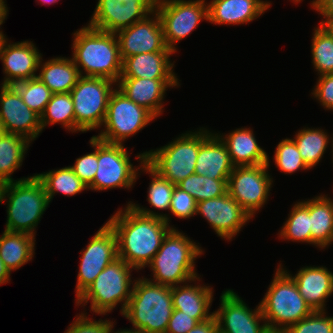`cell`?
I'll return each instance as SVG.
<instances>
[{
	"label": "cell",
	"instance_id": "cell-36",
	"mask_svg": "<svg viewBox=\"0 0 333 333\" xmlns=\"http://www.w3.org/2000/svg\"><path fill=\"white\" fill-rule=\"evenodd\" d=\"M227 181L228 180L210 179L194 173L189 175L177 186L195 198L198 203L228 193Z\"/></svg>",
	"mask_w": 333,
	"mask_h": 333
},
{
	"label": "cell",
	"instance_id": "cell-1",
	"mask_svg": "<svg viewBox=\"0 0 333 333\" xmlns=\"http://www.w3.org/2000/svg\"><path fill=\"white\" fill-rule=\"evenodd\" d=\"M167 216L130 202L124 211H117L107 223L117 236L118 257L134 270L146 267L173 228Z\"/></svg>",
	"mask_w": 333,
	"mask_h": 333
},
{
	"label": "cell",
	"instance_id": "cell-44",
	"mask_svg": "<svg viewBox=\"0 0 333 333\" xmlns=\"http://www.w3.org/2000/svg\"><path fill=\"white\" fill-rule=\"evenodd\" d=\"M114 322L109 320L93 321L89 319L86 314H79L77 318L71 323L70 327L65 333H107L108 329Z\"/></svg>",
	"mask_w": 333,
	"mask_h": 333
},
{
	"label": "cell",
	"instance_id": "cell-24",
	"mask_svg": "<svg viewBox=\"0 0 333 333\" xmlns=\"http://www.w3.org/2000/svg\"><path fill=\"white\" fill-rule=\"evenodd\" d=\"M173 53L150 52L124 58L120 78L178 79L173 72L174 62L169 59Z\"/></svg>",
	"mask_w": 333,
	"mask_h": 333
},
{
	"label": "cell",
	"instance_id": "cell-29",
	"mask_svg": "<svg viewBox=\"0 0 333 333\" xmlns=\"http://www.w3.org/2000/svg\"><path fill=\"white\" fill-rule=\"evenodd\" d=\"M34 246V236L4 230L0 237V258L10 273L32 260Z\"/></svg>",
	"mask_w": 333,
	"mask_h": 333
},
{
	"label": "cell",
	"instance_id": "cell-48",
	"mask_svg": "<svg viewBox=\"0 0 333 333\" xmlns=\"http://www.w3.org/2000/svg\"><path fill=\"white\" fill-rule=\"evenodd\" d=\"M311 4L322 16H333V0H313Z\"/></svg>",
	"mask_w": 333,
	"mask_h": 333
},
{
	"label": "cell",
	"instance_id": "cell-20",
	"mask_svg": "<svg viewBox=\"0 0 333 333\" xmlns=\"http://www.w3.org/2000/svg\"><path fill=\"white\" fill-rule=\"evenodd\" d=\"M235 168L226 144L217 134L199 129V154L195 173L210 179L228 180Z\"/></svg>",
	"mask_w": 333,
	"mask_h": 333
},
{
	"label": "cell",
	"instance_id": "cell-19",
	"mask_svg": "<svg viewBox=\"0 0 333 333\" xmlns=\"http://www.w3.org/2000/svg\"><path fill=\"white\" fill-rule=\"evenodd\" d=\"M196 214L210 223L216 234L231 240L252 218L228 193L197 203Z\"/></svg>",
	"mask_w": 333,
	"mask_h": 333
},
{
	"label": "cell",
	"instance_id": "cell-32",
	"mask_svg": "<svg viewBox=\"0 0 333 333\" xmlns=\"http://www.w3.org/2000/svg\"><path fill=\"white\" fill-rule=\"evenodd\" d=\"M36 176L42 181L49 202L52 201L55 193L61 192L67 196H74L88 189L76 176L70 166L58 170H51L47 173L36 174Z\"/></svg>",
	"mask_w": 333,
	"mask_h": 333
},
{
	"label": "cell",
	"instance_id": "cell-10",
	"mask_svg": "<svg viewBox=\"0 0 333 333\" xmlns=\"http://www.w3.org/2000/svg\"><path fill=\"white\" fill-rule=\"evenodd\" d=\"M155 118L145 107L134 103L115 89L108 101L103 123L105 131L101 130L95 137L107 143L123 144L125 139L142 130Z\"/></svg>",
	"mask_w": 333,
	"mask_h": 333
},
{
	"label": "cell",
	"instance_id": "cell-45",
	"mask_svg": "<svg viewBox=\"0 0 333 333\" xmlns=\"http://www.w3.org/2000/svg\"><path fill=\"white\" fill-rule=\"evenodd\" d=\"M312 95L320 101L324 109L333 110V74L319 76Z\"/></svg>",
	"mask_w": 333,
	"mask_h": 333
},
{
	"label": "cell",
	"instance_id": "cell-50",
	"mask_svg": "<svg viewBox=\"0 0 333 333\" xmlns=\"http://www.w3.org/2000/svg\"><path fill=\"white\" fill-rule=\"evenodd\" d=\"M10 280V271L6 268L5 264L0 258V285L5 284Z\"/></svg>",
	"mask_w": 333,
	"mask_h": 333
},
{
	"label": "cell",
	"instance_id": "cell-28",
	"mask_svg": "<svg viewBox=\"0 0 333 333\" xmlns=\"http://www.w3.org/2000/svg\"><path fill=\"white\" fill-rule=\"evenodd\" d=\"M41 62L42 58L38 68L41 71L37 77L53 94L69 93L81 77L79 69L71 58L57 57L45 63Z\"/></svg>",
	"mask_w": 333,
	"mask_h": 333
},
{
	"label": "cell",
	"instance_id": "cell-13",
	"mask_svg": "<svg viewBox=\"0 0 333 333\" xmlns=\"http://www.w3.org/2000/svg\"><path fill=\"white\" fill-rule=\"evenodd\" d=\"M267 164L235 166L228 177V194L253 217L266 203L272 185Z\"/></svg>",
	"mask_w": 333,
	"mask_h": 333
},
{
	"label": "cell",
	"instance_id": "cell-16",
	"mask_svg": "<svg viewBox=\"0 0 333 333\" xmlns=\"http://www.w3.org/2000/svg\"><path fill=\"white\" fill-rule=\"evenodd\" d=\"M0 129L33 141L42 132L40 116L22 100L13 85H2L0 92Z\"/></svg>",
	"mask_w": 333,
	"mask_h": 333
},
{
	"label": "cell",
	"instance_id": "cell-53",
	"mask_svg": "<svg viewBox=\"0 0 333 333\" xmlns=\"http://www.w3.org/2000/svg\"><path fill=\"white\" fill-rule=\"evenodd\" d=\"M258 2L265 10H267L270 7V3L267 1H262V0H255Z\"/></svg>",
	"mask_w": 333,
	"mask_h": 333
},
{
	"label": "cell",
	"instance_id": "cell-43",
	"mask_svg": "<svg viewBox=\"0 0 333 333\" xmlns=\"http://www.w3.org/2000/svg\"><path fill=\"white\" fill-rule=\"evenodd\" d=\"M196 207L197 202L195 198L175 186L169 208L170 212L180 219H186L196 215Z\"/></svg>",
	"mask_w": 333,
	"mask_h": 333
},
{
	"label": "cell",
	"instance_id": "cell-58",
	"mask_svg": "<svg viewBox=\"0 0 333 333\" xmlns=\"http://www.w3.org/2000/svg\"><path fill=\"white\" fill-rule=\"evenodd\" d=\"M294 2L298 3V2H301L302 0H293Z\"/></svg>",
	"mask_w": 333,
	"mask_h": 333
},
{
	"label": "cell",
	"instance_id": "cell-39",
	"mask_svg": "<svg viewBox=\"0 0 333 333\" xmlns=\"http://www.w3.org/2000/svg\"><path fill=\"white\" fill-rule=\"evenodd\" d=\"M136 158L141 162V170L149 172L152 176L147 195L149 204L157 209L169 210L175 185L159 176L145 163L144 153L137 155Z\"/></svg>",
	"mask_w": 333,
	"mask_h": 333
},
{
	"label": "cell",
	"instance_id": "cell-18",
	"mask_svg": "<svg viewBox=\"0 0 333 333\" xmlns=\"http://www.w3.org/2000/svg\"><path fill=\"white\" fill-rule=\"evenodd\" d=\"M115 34L122 60L141 53L173 52L166 46L161 21L156 11L152 18L148 15Z\"/></svg>",
	"mask_w": 333,
	"mask_h": 333
},
{
	"label": "cell",
	"instance_id": "cell-49",
	"mask_svg": "<svg viewBox=\"0 0 333 333\" xmlns=\"http://www.w3.org/2000/svg\"><path fill=\"white\" fill-rule=\"evenodd\" d=\"M325 20L320 22V27L323 28L333 38V16H323Z\"/></svg>",
	"mask_w": 333,
	"mask_h": 333
},
{
	"label": "cell",
	"instance_id": "cell-51",
	"mask_svg": "<svg viewBox=\"0 0 333 333\" xmlns=\"http://www.w3.org/2000/svg\"><path fill=\"white\" fill-rule=\"evenodd\" d=\"M4 0H0V25L3 24L4 20L6 19L8 8L6 7ZM2 32V31H0Z\"/></svg>",
	"mask_w": 333,
	"mask_h": 333
},
{
	"label": "cell",
	"instance_id": "cell-3",
	"mask_svg": "<svg viewBox=\"0 0 333 333\" xmlns=\"http://www.w3.org/2000/svg\"><path fill=\"white\" fill-rule=\"evenodd\" d=\"M173 312L171 286L148 278L134 280L132 294L122 314L136 333H165Z\"/></svg>",
	"mask_w": 333,
	"mask_h": 333
},
{
	"label": "cell",
	"instance_id": "cell-4",
	"mask_svg": "<svg viewBox=\"0 0 333 333\" xmlns=\"http://www.w3.org/2000/svg\"><path fill=\"white\" fill-rule=\"evenodd\" d=\"M3 200H7L8 206L5 230L35 237L34 231L50 203L45 187L36 174L3 183L0 203Z\"/></svg>",
	"mask_w": 333,
	"mask_h": 333
},
{
	"label": "cell",
	"instance_id": "cell-17",
	"mask_svg": "<svg viewBox=\"0 0 333 333\" xmlns=\"http://www.w3.org/2000/svg\"><path fill=\"white\" fill-rule=\"evenodd\" d=\"M214 315L218 322L219 333H266L268 331L261 306L254 311L233 290L221 295V306ZM264 321L260 325L259 321Z\"/></svg>",
	"mask_w": 333,
	"mask_h": 333
},
{
	"label": "cell",
	"instance_id": "cell-34",
	"mask_svg": "<svg viewBox=\"0 0 333 333\" xmlns=\"http://www.w3.org/2000/svg\"><path fill=\"white\" fill-rule=\"evenodd\" d=\"M42 130L48 124L61 123L69 131L75 132L74 106L70 93L53 94L40 116Z\"/></svg>",
	"mask_w": 333,
	"mask_h": 333
},
{
	"label": "cell",
	"instance_id": "cell-2",
	"mask_svg": "<svg viewBox=\"0 0 333 333\" xmlns=\"http://www.w3.org/2000/svg\"><path fill=\"white\" fill-rule=\"evenodd\" d=\"M72 60L85 77H101L117 82L121 77L122 59L115 33L84 26L74 33Z\"/></svg>",
	"mask_w": 333,
	"mask_h": 333
},
{
	"label": "cell",
	"instance_id": "cell-5",
	"mask_svg": "<svg viewBox=\"0 0 333 333\" xmlns=\"http://www.w3.org/2000/svg\"><path fill=\"white\" fill-rule=\"evenodd\" d=\"M203 249L182 232L172 228L165 236L158 252L147 265L153 272L152 282L177 286L179 283L200 280L195 271V259Z\"/></svg>",
	"mask_w": 333,
	"mask_h": 333
},
{
	"label": "cell",
	"instance_id": "cell-31",
	"mask_svg": "<svg viewBox=\"0 0 333 333\" xmlns=\"http://www.w3.org/2000/svg\"><path fill=\"white\" fill-rule=\"evenodd\" d=\"M31 143L27 138L7 132L0 134V181L12 182L11 174L20 168Z\"/></svg>",
	"mask_w": 333,
	"mask_h": 333
},
{
	"label": "cell",
	"instance_id": "cell-38",
	"mask_svg": "<svg viewBox=\"0 0 333 333\" xmlns=\"http://www.w3.org/2000/svg\"><path fill=\"white\" fill-rule=\"evenodd\" d=\"M13 86L18 90L23 102L41 116L51 100L52 91L38 77L17 82Z\"/></svg>",
	"mask_w": 333,
	"mask_h": 333
},
{
	"label": "cell",
	"instance_id": "cell-11",
	"mask_svg": "<svg viewBox=\"0 0 333 333\" xmlns=\"http://www.w3.org/2000/svg\"><path fill=\"white\" fill-rule=\"evenodd\" d=\"M206 4L205 0H156L155 11L168 49L175 53L177 42L190 35L202 19L208 21Z\"/></svg>",
	"mask_w": 333,
	"mask_h": 333
},
{
	"label": "cell",
	"instance_id": "cell-46",
	"mask_svg": "<svg viewBox=\"0 0 333 333\" xmlns=\"http://www.w3.org/2000/svg\"><path fill=\"white\" fill-rule=\"evenodd\" d=\"M198 321L179 310H173L165 333H188Z\"/></svg>",
	"mask_w": 333,
	"mask_h": 333
},
{
	"label": "cell",
	"instance_id": "cell-7",
	"mask_svg": "<svg viewBox=\"0 0 333 333\" xmlns=\"http://www.w3.org/2000/svg\"><path fill=\"white\" fill-rule=\"evenodd\" d=\"M131 269L134 268L118 257L108 264L76 299V305L84 303L85 306V303L91 300V310L98 315H105L122 302L121 314H123L132 294Z\"/></svg>",
	"mask_w": 333,
	"mask_h": 333
},
{
	"label": "cell",
	"instance_id": "cell-37",
	"mask_svg": "<svg viewBox=\"0 0 333 333\" xmlns=\"http://www.w3.org/2000/svg\"><path fill=\"white\" fill-rule=\"evenodd\" d=\"M314 29L312 63L320 76L333 74V38L320 26Z\"/></svg>",
	"mask_w": 333,
	"mask_h": 333
},
{
	"label": "cell",
	"instance_id": "cell-27",
	"mask_svg": "<svg viewBox=\"0 0 333 333\" xmlns=\"http://www.w3.org/2000/svg\"><path fill=\"white\" fill-rule=\"evenodd\" d=\"M208 21L214 24H246L260 17L265 9L255 0H212Z\"/></svg>",
	"mask_w": 333,
	"mask_h": 333
},
{
	"label": "cell",
	"instance_id": "cell-22",
	"mask_svg": "<svg viewBox=\"0 0 333 333\" xmlns=\"http://www.w3.org/2000/svg\"><path fill=\"white\" fill-rule=\"evenodd\" d=\"M118 90L155 117L162 114L166 88L178 86V79L119 78Z\"/></svg>",
	"mask_w": 333,
	"mask_h": 333
},
{
	"label": "cell",
	"instance_id": "cell-6",
	"mask_svg": "<svg viewBox=\"0 0 333 333\" xmlns=\"http://www.w3.org/2000/svg\"><path fill=\"white\" fill-rule=\"evenodd\" d=\"M260 306L268 330L285 331L313 312L281 265Z\"/></svg>",
	"mask_w": 333,
	"mask_h": 333
},
{
	"label": "cell",
	"instance_id": "cell-25",
	"mask_svg": "<svg viewBox=\"0 0 333 333\" xmlns=\"http://www.w3.org/2000/svg\"><path fill=\"white\" fill-rule=\"evenodd\" d=\"M171 294L173 310H179L190 315L198 322L205 321L214 315L209 313L213 299V290L210 286L188 285L172 286Z\"/></svg>",
	"mask_w": 333,
	"mask_h": 333
},
{
	"label": "cell",
	"instance_id": "cell-8",
	"mask_svg": "<svg viewBox=\"0 0 333 333\" xmlns=\"http://www.w3.org/2000/svg\"><path fill=\"white\" fill-rule=\"evenodd\" d=\"M144 154L145 163L152 170L177 186L195 173L199 154V131L184 133L169 144Z\"/></svg>",
	"mask_w": 333,
	"mask_h": 333
},
{
	"label": "cell",
	"instance_id": "cell-33",
	"mask_svg": "<svg viewBox=\"0 0 333 333\" xmlns=\"http://www.w3.org/2000/svg\"><path fill=\"white\" fill-rule=\"evenodd\" d=\"M329 135L321 129H301L293 139L305 164L311 169L316 166L328 147Z\"/></svg>",
	"mask_w": 333,
	"mask_h": 333
},
{
	"label": "cell",
	"instance_id": "cell-52",
	"mask_svg": "<svg viewBox=\"0 0 333 333\" xmlns=\"http://www.w3.org/2000/svg\"><path fill=\"white\" fill-rule=\"evenodd\" d=\"M112 330H113V325L108 329L107 333H113L114 331H112ZM114 333H136V332H134L131 329H129V330L128 329H124V330H120V331H117V332H114Z\"/></svg>",
	"mask_w": 333,
	"mask_h": 333
},
{
	"label": "cell",
	"instance_id": "cell-54",
	"mask_svg": "<svg viewBox=\"0 0 333 333\" xmlns=\"http://www.w3.org/2000/svg\"><path fill=\"white\" fill-rule=\"evenodd\" d=\"M5 40H7L5 35L3 34V32H0V54H1V48Z\"/></svg>",
	"mask_w": 333,
	"mask_h": 333
},
{
	"label": "cell",
	"instance_id": "cell-12",
	"mask_svg": "<svg viewBox=\"0 0 333 333\" xmlns=\"http://www.w3.org/2000/svg\"><path fill=\"white\" fill-rule=\"evenodd\" d=\"M98 170L93 183L88 187L91 190H107L112 188H128L136 182V168L130 162L127 150L123 144H113L97 138Z\"/></svg>",
	"mask_w": 333,
	"mask_h": 333
},
{
	"label": "cell",
	"instance_id": "cell-56",
	"mask_svg": "<svg viewBox=\"0 0 333 333\" xmlns=\"http://www.w3.org/2000/svg\"><path fill=\"white\" fill-rule=\"evenodd\" d=\"M266 333H286V332L280 330H268Z\"/></svg>",
	"mask_w": 333,
	"mask_h": 333
},
{
	"label": "cell",
	"instance_id": "cell-21",
	"mask_svg": "<svg viewBox=\"0 0 333 333\" xmlns=\"http://www.w3.org/2000/svg\"><path fill=\"white\" fill-rule=\"evenodd\" d=\"M42 56L30 41L9 43L5 40L1 48L0 59L4 65L6 77L2 85H13L17 82L36 78V71Z\"/></svg>",
	"mask_w": 333,
	"mask_h": 333
},
{
	"label": "cell",
	"instance_id": "cell-47",
	"mask_svg": "<svg viewBox=\"0 0 333 333\" xmlns=\"http://www.w3.org/2000/svg\"><path fill=\"white\" fill-rule=\"evenodd\" d=\"M188 333H219L215 315L205 321L198 322Z\"/></svg>",
	"mask_w": 333,
	"mask_h": 333
},
{
	"label": "cell",
	"instance_id": "cell-30",
	"mask_svg": "<svg viewBox=\"0 0 333 333\" xmlns=\"http://www.w3.org/2000/svg\"><path fill=\"white\" fill-rule=\"evenodd\" d=\"M311 244L325 248L333 242V200L326 195L310 199Z\"/></svg>",
	"mask_w": 333,
	"mask_h": 333
},
{
	"label": "cell",
	"instance_id": "cell-40",
	"mask_svg": "<svg viewBox=\"0 0 333 333\" xmlns=\"http://www.w3.org/2000/svg\"><path fill=\"white\" fill-rule=\"evenodd\" d=\"M275 165L284 173L310 169L302 159L293 139H283L276 147L274 154Z\"/></svg>",
	"mask_w": 333,
	"mask_h": 333
},
{
	"label": "cell",
	"instance_id": "cell-14",
	"mask_svg": "<svg viewBox=\"0 0 333 333\" xmlns=\"http://www.w3.org/2000/svg\"><path fill=\"white\" fill-rule=\"evenodd\" d=\"M81 253L76 297L90 286L103 269L118 258L117 236L108 223H105L92 237Z\"/></svg>",
	"mask_w": 333,
	"mask_h": 333
},
{
	"label": "cell",
	"instance_id": "cell-42",
	"mask_svg": "<svg viewBox=\"0 0 333 333\" xmlns=\"http://www.w3.org/2000/svg\"><path fill=\"white\" fill-rule=\"evenodd\" d=\"M90 144L95 148L94 152L77 158L75 164L70 166L87 188L93 183L98 170L97 138L95 136L91 137Z\"/></svg>",
	"mask_w": 333,
	"mask_h": 333
},
{
	"label": "cell",
	"instance_id": "cell-15",
	"mask_svg": "<svg viewBox=\"0 0 333 333\" xmlns=\"http://www.w3.org/2000/svg\"><path fill=\"white\" fill-rule=\"evenodd\" d=\"M155 3L156 0H98L88 26L116 33L152 15Z\"/></svg>",
	"mask_w": 333,
	"mask_h": 333
},
{
	"label": "cell",
	"instance_id": "cell-35",
	"mask_svg": "<svg viewBox=\"0 0 333 333\" xmlns=\"http://www.w3.org/2000/svg\"><path fill=\"white\" fill-rule=\"evenodd\" d=\"M279 234V237L286 240L311 243L309 199L293 206Z\"/></svg>",
	"mask_w": 333,
	"mask_h": 333
},
{
	"label": "cell",
	"instance_id": "cell-57",
	"mask_svg": "<svg viewBox=\"0 0 333 333\" xmlns=\"http://www.w3.org/2000/svg\"><path fill=\"white\" fill-rule=\"evenodd\" d=\"M2 186H3V183L0 181V192H1Z\"/></svg>",
	"mask_w": 333,
	"mask_h": 333
},
{
	"label": "cell",
	"instance_id": "cell-23",
	"mask_svg": "<svg viewBox=\"0 0 333 333\" xmlns=\"http://www.w3.org/2000/svg\"><path fill=\"white\" fill-rule=\"evenodd\" d=\"M299 293L313 311H325V300L333 293V273L326 267L307 266L293 277Z\"/></svg>",
	"mask_w": 333,
	"mask_h": 333
},
{
	"label": "cell",
	"instance_id": "cell-26",
	"mask_svg": "<svg viewBox=\"0 0 333 333\" xmlns=\"http://www.w3.org/2000/svg\"><path fill=\"white\" fill-rule=\"evenodd\" d=\"M218 136L226 144L235 166H256L268 163V155L257 144L251 129L239 128L226 136L221 134Z\"/></svg>",
	"mask_w": 333,
	"mask_h": 333
},
{
	"label": "cell",
	"instance_id": "cell-55",
	"mask_svg": "<svg viewBox=\"0 0 333 333\" xmlns=\"http://www.w3.org/2000/svg\"><path fill=\"white\" fill-rule=\"evenodd\" d=\"M39 1H41L42 2V4H53V3H55V2H57L58 0H39Z\"/></svg>",
	"mask_w": 333,
	"mask_h": 333
},
{
	"label": "cell",
	"instance_id": "cell-9",
	"mask_svg": "<svg viewBox=\"0 0 333 333\" xmlns=\"http://www.w3.org/2000/svg\"><path fill=\"white\" fill-rule=\"evenodd\" d=\"M116 82L101 77L81 76L69 92L74 106L75 132H86L104 123L108 101Z\"/></svg>",
	"mask_w": 333,
	"mask_h": 333
},
{
	"label": "cell",
	"instance_id": "cell-41",
	"mask_svg": "<svg viewBox=\"0 0 333 333\" xmlns=\"http://www.w3.org/2000/svg\"><path fill=\"white\" fill-rule=\"evenodd\" d=\"M286 333H333V317L325 316L324 311H313L310 315L292 324Z\"/></svg>",
	"mask_w": 333,
	"mask_h": 333
}]
</instances>
